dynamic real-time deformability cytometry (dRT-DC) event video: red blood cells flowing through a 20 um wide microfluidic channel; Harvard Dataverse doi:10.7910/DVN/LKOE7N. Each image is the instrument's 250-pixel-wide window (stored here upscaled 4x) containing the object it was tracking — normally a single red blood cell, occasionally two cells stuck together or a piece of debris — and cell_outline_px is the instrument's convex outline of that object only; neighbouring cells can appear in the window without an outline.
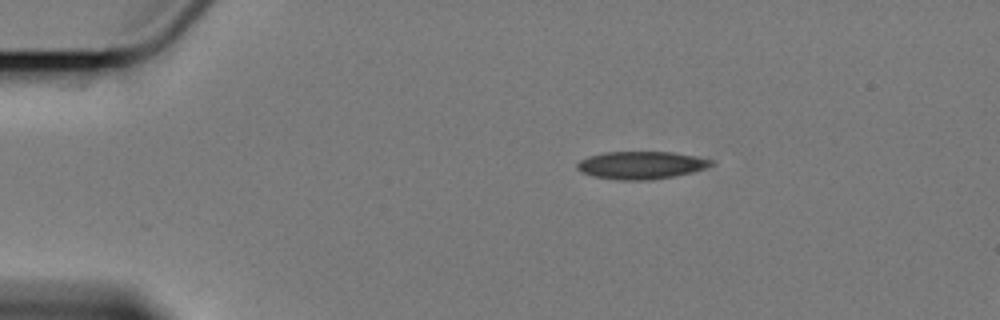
{"species": "Egyptian fruit bat (a non-hibernating species)", "species_latin": "Rousettus aegyptiacus", "temperature_condition": "cold", "stored_images_in_passage": 4, "segment_of_instrument_passage": [1, 2], "camera_frame_rate_fps": 3000, "um_per_image_px": 0.085, "animal": {"sex": "female"}, "frame": {"image": 1, "passage_image": 1, "time_ms": 0.0, "image_size_px": [1000, 320], "cell_outline_px": [[716, 164], [708, 168], [676, 176], [652, 180], [620, 180], [592, 176], [580, 172], [576, 168], [576, 164], [580, 160], [588, 156], [604, 152], [672, 152], [696, 156], [716, 160]], "centroid_in_image_um": [54.54, 14.04], "position_along_channel_um": 30.5, "area_um2": 22.02}}